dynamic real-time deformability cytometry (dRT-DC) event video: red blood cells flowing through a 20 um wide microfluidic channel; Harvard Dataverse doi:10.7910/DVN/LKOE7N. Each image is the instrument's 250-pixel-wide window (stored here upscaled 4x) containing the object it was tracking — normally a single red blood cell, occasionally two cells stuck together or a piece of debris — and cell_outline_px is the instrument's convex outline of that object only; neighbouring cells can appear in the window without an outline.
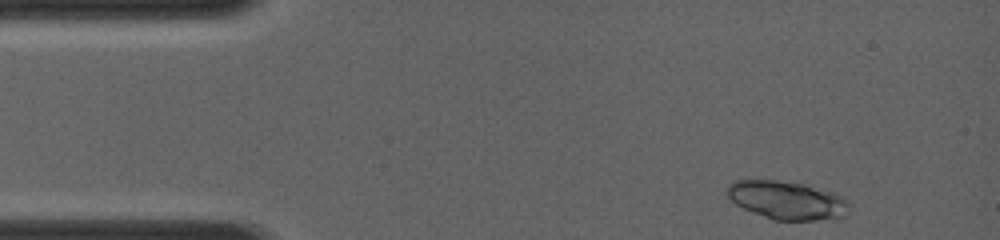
{"species": "common noctule bat (a hibernating species)", "species_latin": "Nyctalus noctula", "temperature_condition": "room temperature", "stored_images_in_passage": 7, "camera_frame_rate_fps": 4000, "um_per_image_px": 0.085, "animal": {"sex": "female", "body_mass_g": 19.0, "forearm_length_mm": 56.7}, "frame": {"image": 1, "passage_image": 1, "time_ms": 0.0, "image_size_px": [1000, 240], "cell_outline_px": [[848, 212], [844, 216], [836, 220], [772, 220], [744, 208], [736, 204], [728, 196], [728, 184], [732, 180], [776, 180], [804, 184], [836, 192], [844, 196], [848, 200]], "centroid_in_image_um": [66.96, 17.02], "position_along_channel_um": 18.0, "area_um2": 27.57}}